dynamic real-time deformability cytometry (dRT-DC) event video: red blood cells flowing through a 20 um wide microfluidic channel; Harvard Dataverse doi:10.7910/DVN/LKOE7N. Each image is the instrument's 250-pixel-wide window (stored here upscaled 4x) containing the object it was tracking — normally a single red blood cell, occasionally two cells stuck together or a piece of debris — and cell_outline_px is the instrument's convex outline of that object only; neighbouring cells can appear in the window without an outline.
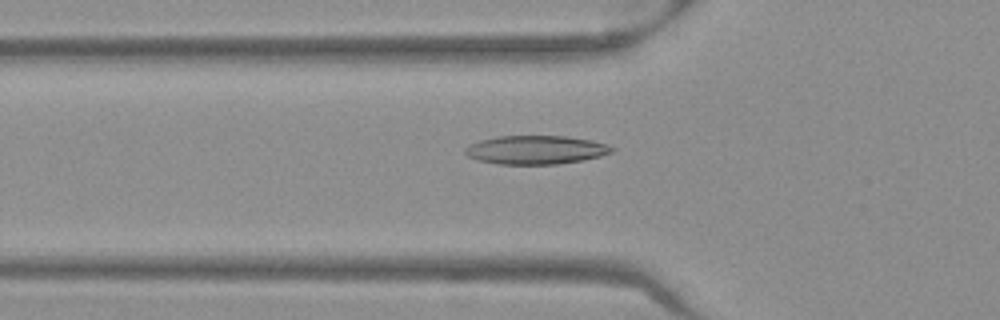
{"species": "Egyptian fruit bat (a non-hibernating species)", "species_latin": "Rousettus aegyptiacus", "temperature_condition": "warm", "stored_images_in_passage": 51, "camera_frame_rate_fps": 3000, "um_per_image_px": 0.085, "frame": {"image": 1, "passage_image": 18, "time_ms": 5.667, "image_size_px": [1000, 320], "cell_outline_px": [[616, 148], [612, 152], [600, 156], [584, 160], [556, 164], [496, 164], [476, 160], [468, 156], [464, 152], [464, 148], [480, 140], [496, 136], [568, 136], [592, 140], [608, 144]], "centroid_in_image_um": [45.56, 12.74], "position_along_channel_um": 80.2, "area_um2": 24.68}}
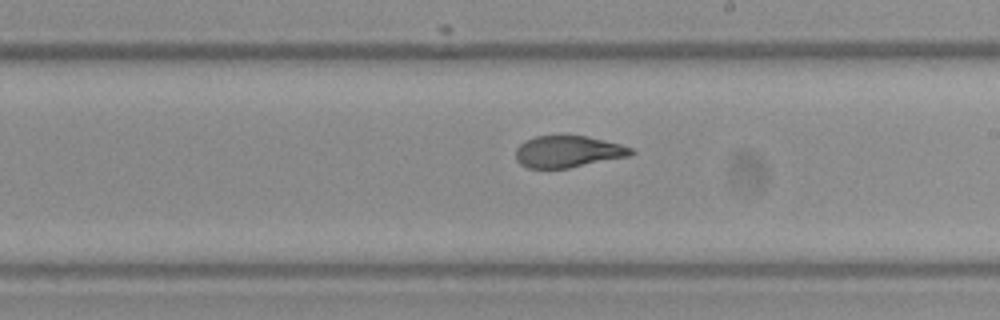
{"frame": {"image": 2, "passage_image": 30, "time_ms": 9.667, "image_size_px": [1000, 320], "cell_outline_px": [[636, 152], [628, 156], [568, 168], [528, 168], [520, 164], [516, 160], [516, 148], [524, 140], [536, 136], [588, 136], [620, 144], [632, 148]], "centroid_in_image_um": [48.25, 12.88], "position_along_channel_um": 240.7, "area_um2": 21.21}}
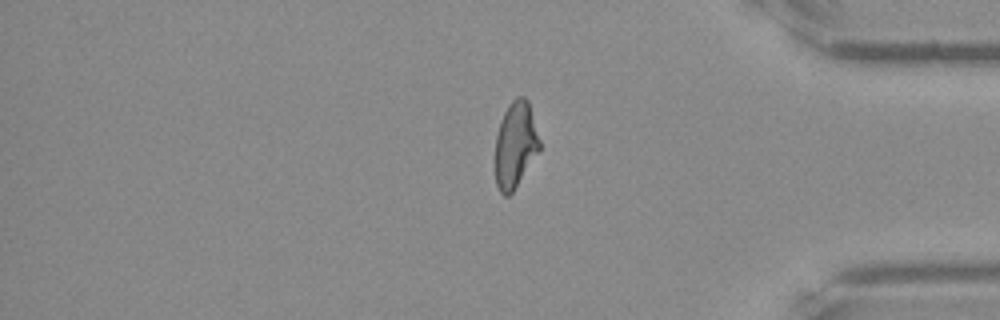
{"frame": {"image": 3, "passage_image": 43, "time_ms": 14.0, "image_size_px": [1000, 320], "cell_outline_px": [[540, 148], [512, 192], [508, 196], [504, 196], [500, 192], [496, 184], [496, 136], [500, 120], [508, 104], [516, 96], [524, 96], [528, 100], [540, 140]], "centroid_in_image_um": [43.8, 12.26], "position_along_channel_um": 391.4, "area_um2": 21.96}, "authors_computed_cell_mechanics": {"area_um2": 23.1778, "velocity_mm_per_s": 3.9762, "shape_relaxation_time_tau1_ms": 5.6388, "shape_relaxation_time_tau2_ms": 1.4167, "deformation_change_tau1": 0.1988, "deformation_change_tau2": 0.0774}}